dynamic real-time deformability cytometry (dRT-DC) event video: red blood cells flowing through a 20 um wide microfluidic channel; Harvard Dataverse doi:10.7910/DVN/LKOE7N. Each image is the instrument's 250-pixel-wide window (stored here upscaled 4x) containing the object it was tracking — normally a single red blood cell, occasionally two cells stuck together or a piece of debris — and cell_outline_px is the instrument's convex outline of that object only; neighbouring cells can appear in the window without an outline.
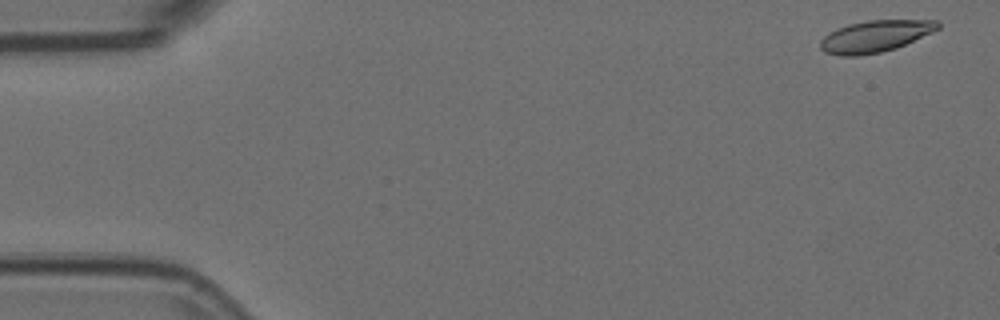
{"species": "Egyptian fruit bat (a non-hibernating species)", "species_latin": "Rousettus aegyptiacus", "temperature_condition": "room temperature", "stored_images_in_passage": 16, "camera_frame_rate_fps": 3000, "um_per_image_px": 0.085, "animal": {"sex": "female"}, "frame": {"image": 1, "passage_image": 2, "time_ms": 0.333, "image_size_px": [1000, 320], "cell_outline_px": [[940, 28], [932, 32], [896, 48], [880, 52], [856, 56], [840, 56], [824, 52], [820, 48], [820, 40], [828, 32], [836, 28], [848, 24], [868, 20], [936, 20], [940, 24]], "centroid_in_image_um": [74.35, 3.08], "position_along_channel_um": 10.7, "area_um2": 21.73}}
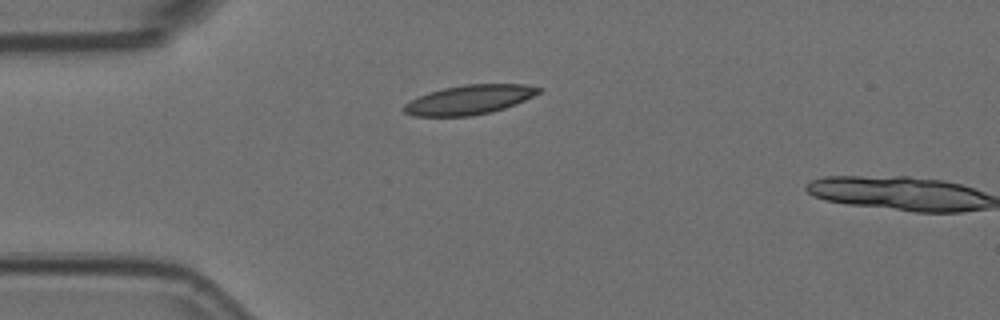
{"frame": {"image": 2, "passage_image": 14, "time_ms": 4.333, "image_size_px": [1000, 320], "cell_outline_px": [[544, 88], [540, 92], [516, 104], [492, 112], [468, 116], [412, 116], [404, 112], [400, 108], [404, 104], [428, 92], [444, 88], [464, 84], [524, 84]], "centroid_in_image_um": [39.88, 8.47], "position_along_channel_um": 45.1, "area_um2": 23.06}}